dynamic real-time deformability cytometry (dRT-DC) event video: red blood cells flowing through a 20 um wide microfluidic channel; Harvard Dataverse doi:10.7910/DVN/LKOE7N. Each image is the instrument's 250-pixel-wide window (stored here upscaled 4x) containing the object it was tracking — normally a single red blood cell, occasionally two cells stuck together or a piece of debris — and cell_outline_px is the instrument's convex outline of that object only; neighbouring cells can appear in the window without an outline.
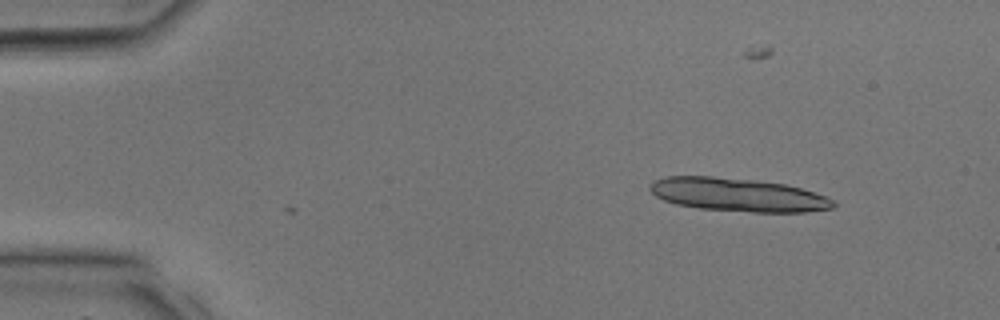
{"species": "common noctule bat (a hibernating species)", "species_latin": "Nyctalus noctula", "temperature_condition": "room temperature", "stored_images_in_passage": 4, "camera_frame_rate_fps": 3000, "um_per_image_px": 0.085, "animal": {"sex": "male", "body_mass_g": 17.9, "forearm_length_mm": 54.2}, "frame": {"image": 1, "passage_image": 4, "time_ms": 1.0, "image_size_px": [1000, 320], "cell_outline_px": [[836, 204], [832, 208], [808, 212], [752, 212], [700, 208], [676, 204], [664, 200], [656, 196], [648, 188], [656, 180], [668, 176], [712, 176], [756, 180], [784, 184], [800, 188], [836, 200]], "centroid_in_image_um": [62.74, 16.56], "position_along_channel_um": 22.3, "area_um2": 35.43}}